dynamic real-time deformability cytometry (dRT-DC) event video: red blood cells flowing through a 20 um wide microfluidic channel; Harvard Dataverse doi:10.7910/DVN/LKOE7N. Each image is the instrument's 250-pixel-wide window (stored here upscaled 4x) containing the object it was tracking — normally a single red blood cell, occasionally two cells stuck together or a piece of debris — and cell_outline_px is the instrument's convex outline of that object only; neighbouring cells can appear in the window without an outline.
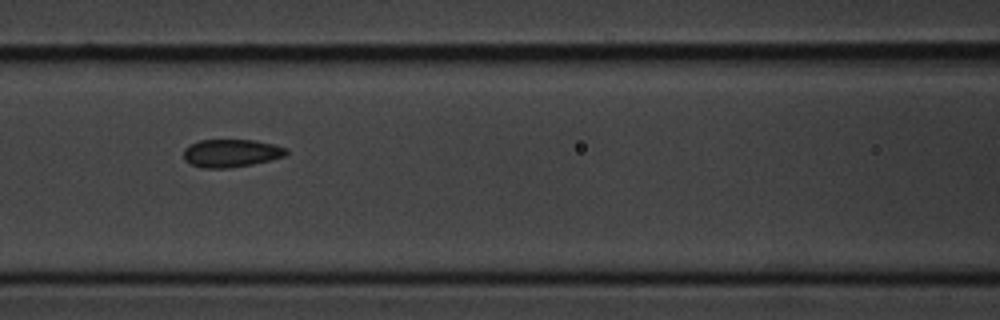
{"species": "common noctule bat (a hibernating species)", "species_latin": "Nyctalus noctula", "temperature_condition": "cold", "stored_images_in_passage": 6, "camera_frame_rate_fps": 3000, "um_per_image_px": 0.085, "animal": {"sex": "male", "body_mass_g": 20.1, "forearm_length_mm": 53.5}, "frame": {"image": 1, "passage_image": 4, "time_ms": 3.333, "image_size_px": [1000, 320], "cell_outline_px": [[288, 152], [284, 156], [252, 164], [228, 168], [204, 168], [192, 164], [184, 160], [184, 148], [188, 144], [200, 140], [252, 140], [276, 144], [288, 148]], "centroid_in_image_um": [19.64, 13.0], "position_along_channel_um": 147.0, "area_um2": 16.7}}
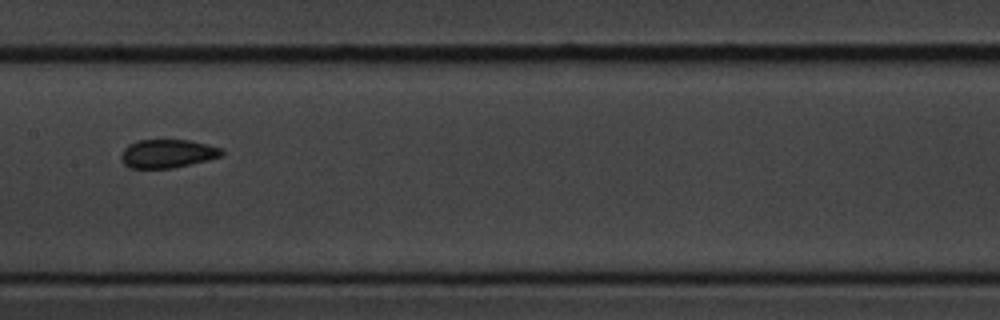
{"frame": {"image": 2, "passage_image": 5, "time_ms": 4.667, "image_size_px": [1000, 320], "cell_outline_px": [[224, 152], [220, 156], [208, 160], [172, 168], [128, 168], [120, 160], [120, 156], [124, 148], [128, 144], [136, 140], [188, 140], [208, 144], [224, 148]], "centroid_in_image_um": [14.22, 13.05], "position_along_channel_um": 193.2, "area_um2": 16.88}}
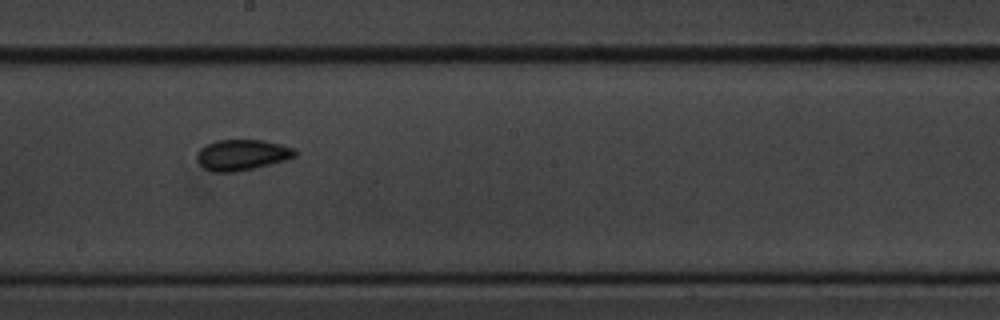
{"frame": {"image": 3, "passage_image": 6, "time_ms": 5.667, "image_size_px": [1000, 320], "cell_outline_px": [[296, 156], [288, 160], [236, 172], [212, 172], [204, 168], [196, 160], [196, 152], [200, 148], [216, 140], [264, 140], [296, 148]], "centroid_in_image_um": [20.57, 13.17], "position_along_channel_um": 227.6, "area_um2": 17.8}}